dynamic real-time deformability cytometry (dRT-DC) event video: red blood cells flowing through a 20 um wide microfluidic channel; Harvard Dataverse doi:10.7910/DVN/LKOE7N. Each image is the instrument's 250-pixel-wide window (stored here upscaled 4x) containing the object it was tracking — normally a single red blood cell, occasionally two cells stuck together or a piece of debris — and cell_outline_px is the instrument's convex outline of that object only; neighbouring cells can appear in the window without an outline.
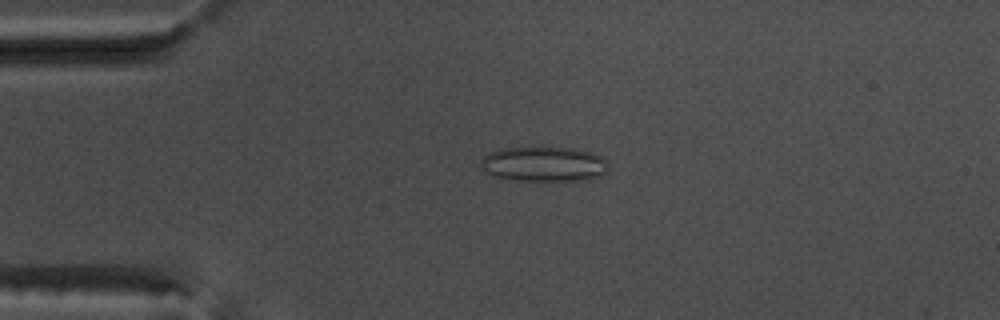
{"species": "common noctule bat (a hibernating species)", "species_latin": "Nyctalus noctula", "temperature_condition": "warm", "stored_images_in_passage": 48, "camera_frame_rate_fps": 3000, "um_per_image_px": 0.085, "animal": {"sex": "male", "body_mass_g": 17.5, "forearm_length_mm": 52.3}, "frame": {"image": 1, "passage_image": 7, "time_ms": 2.0, "image_size_px": [1000, 320], "cell_outline_px": [[608, 172], [588, 180], [520, 180], [492, 176], [484, 172], [480, 164], [480, 160], [488, 152], [500, 148], [572, 148], [592, 152], [600, 156], [608, 164]], "centroid_in_image_um": [46.21, 13.95], "position_along_channel_um": 38.8, "area_um2": 25.95}}
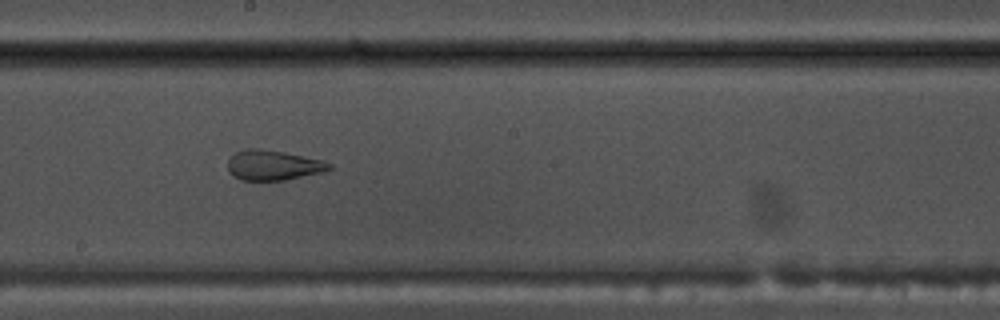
{"frame": {"image": 2, "passage_image": 24, "time_ms": 7.667, "image_size_px": [1000, 320], "cell_outline_px": [[332, 168], [324, 172], [284, 180], [240, 180], [232, 176], [228, 172], [228, 156], [236, 152], [248, 148], [260, 148], [284, 152], [324, 160], [332, 164]], "centroid_in_image_um": [23.2, 14.04], "position_along_channel_um": 225.0, "area_um2": 18.03}}
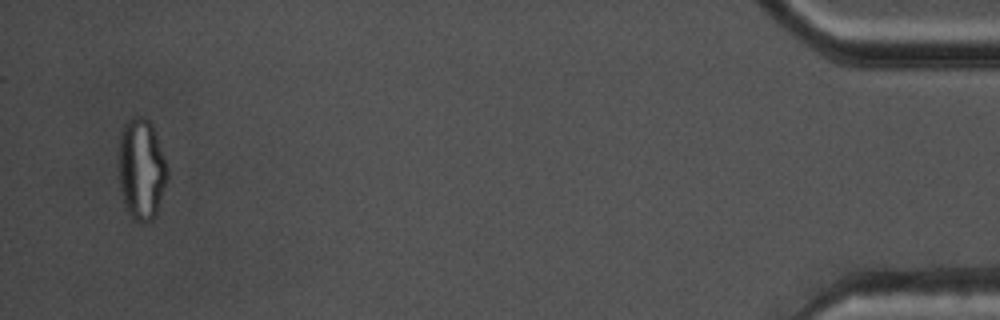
{"frame": {"image": 3, "passage_image": 46, "time_ms": 15.0, "image_size_px": [1000, 320], "cell_outline_px": [[168, 180], [156, 216], [152, 220], [144, 224], [132, 220], [128, 216], [120, 188], [120, 132], [124, 124], [132, 116], [144, 116], [152, 124], [164, 156], [168, 168]], "centroid_in_image_um": [12.05, 14.43], "position_along_channel_um": 423.2, "area_um2": 29.07}, "authors_computed_cell_mechanics": {"area_um2": 24.9696, "velocity_mm_per_s": 3.8263, "shape_relaxation_time_tau1_ms": null, "shape_relaxation_time_tau2_ms": 1.7499, "deformation_change_tau1": null, "deformation_change_tau2": 0.1021}}